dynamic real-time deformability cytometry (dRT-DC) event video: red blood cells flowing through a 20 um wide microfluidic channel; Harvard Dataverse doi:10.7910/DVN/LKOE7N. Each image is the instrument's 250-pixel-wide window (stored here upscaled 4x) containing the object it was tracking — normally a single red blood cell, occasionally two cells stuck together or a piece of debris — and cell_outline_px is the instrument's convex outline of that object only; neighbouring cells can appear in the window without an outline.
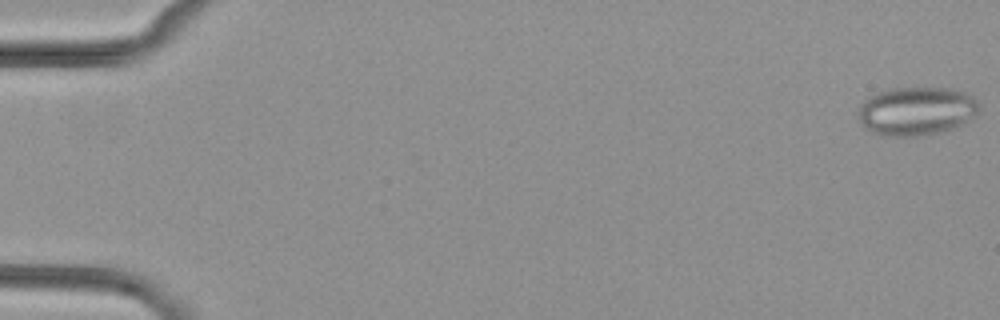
{"species": "common noctule bat (a hibernating species)", "species_latin": "Nyctalus noctula", "temperature_condition": "cold", "stored_images_in_passage": 7, "camera_frame_rate_fps": 3000, "um_per_image_px": 0.085, "animal": {"sex": "female", "body_mass_g": 29.2, "forearm_length_mm": 56.3}, "frame": {"image": 1, "passage_image": 1, "time_ms": 0.0, "image_size_px": [1000, 320], "cell_outline_px": [[980, 108], [972, 116], [960, 124], [944, 132], [916, 136], [880, 136], [864, 128], [856, 116], [860, 104], [864, 100], [880, 92], [892, 88], [948, 88], [964, 92], [972, 96], [980, 104]], "centroid_in_image_um": [77.85, 9.45], "position_along_channel_um": 7.2, "area_um2": 34.22}}